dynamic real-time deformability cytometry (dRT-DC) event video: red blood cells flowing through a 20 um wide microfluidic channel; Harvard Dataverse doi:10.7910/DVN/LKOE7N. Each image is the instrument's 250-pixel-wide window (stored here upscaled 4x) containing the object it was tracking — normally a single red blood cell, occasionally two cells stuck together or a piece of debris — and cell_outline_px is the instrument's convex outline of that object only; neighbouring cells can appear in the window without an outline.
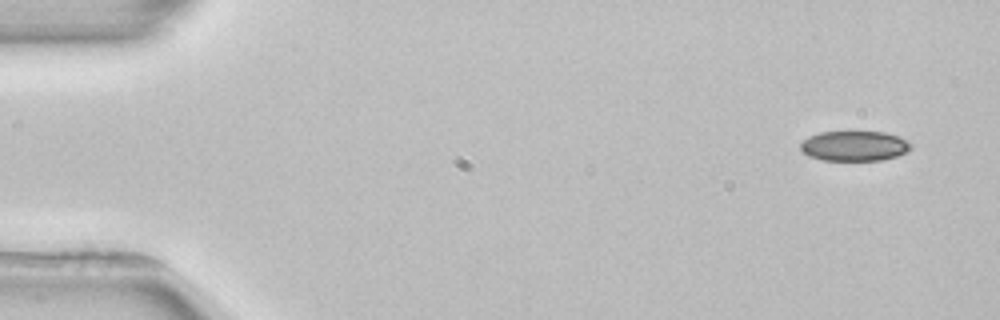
{"species": "common noctule bat (a hibernating species)", "species_latin": "Nyctalus noctula", "temperature_condition": "room temperature", "stored_images_in_passage": 3, "camera_frame_rate_fps": 3000, "um_per_image_px": 0.085, "animal": {"sex": "female", "body_mass_g": 22.7, "forearm_length_mm": 54.2}, "frame": {"image": 1, "passage_image": 1, "time_ms": 0.0, "image_size_px": [1000, 320], "cell_outline_px": [[912, 148], [908, 152], [884, 160], [820, 160], [808, 156], [800, 148], [800, 144], [808, 136], [820, 132], [884, 132], [896, 136], [912, 144]], "centroid_in_image_um": [72.61, 12.41], "position_along_channel_um": 12.4, "area_um2": 19.31}}
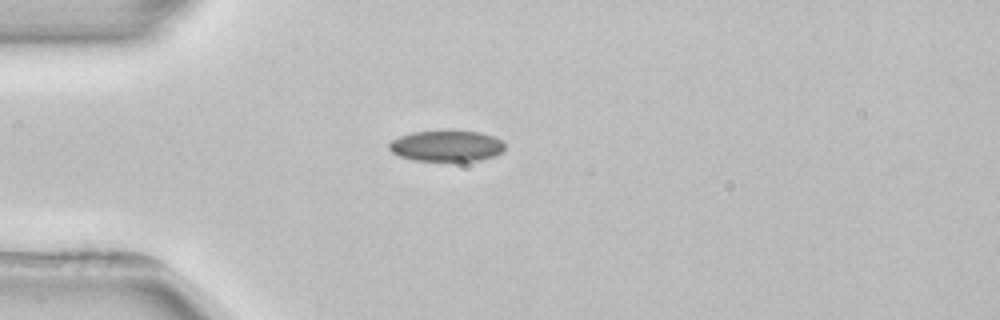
{"frame": {"image": 2, "passage_image": 3, "time_ms": 3.667, "image_size_px": [1000, 320], "cell_outline_px": [[504, 152], [496, 156], [480, 160], [416, 160], [400, 156], [392, 152], [388, 148], [388, 144], [392, 140], [400, 136], [412, 132], [480, 132], [496, 136], [504, 144]], "centroid_in_image_um": [37.99, 12.41], "position_along_channel_um": 47.0, "area_um2": 20.52}}